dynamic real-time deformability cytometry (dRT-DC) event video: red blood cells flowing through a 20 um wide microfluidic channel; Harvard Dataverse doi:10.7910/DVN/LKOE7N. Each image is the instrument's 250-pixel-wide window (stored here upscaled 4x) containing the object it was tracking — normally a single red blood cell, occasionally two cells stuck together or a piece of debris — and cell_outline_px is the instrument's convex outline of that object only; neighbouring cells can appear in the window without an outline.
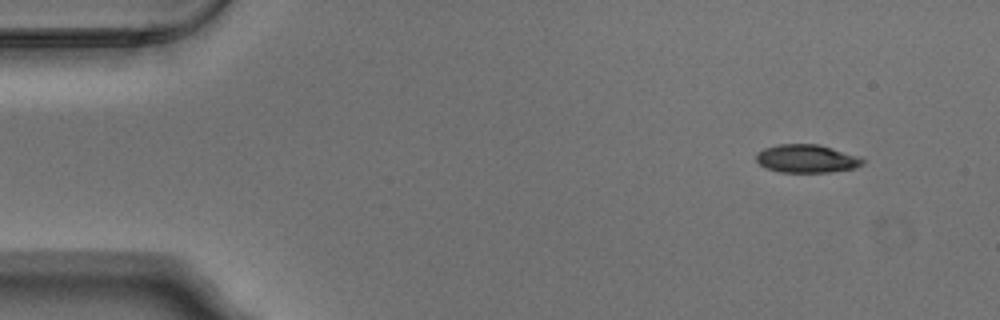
{"species": "Egyptian fruit bat (a non-hibernating species)", "species_latin": "Rousettus aegyptiacus", "temperature_condition": "warm", "stored_images_in_passage": 6, "segment_of_instrument_passage": [2, 2], "camera_frame_rate_fps": 3000, "um_per_image_px": 0.085, "animal": {"sex": "male"}, "frame": {"image": 1, "passage_image": 6, "time_ms": 1.667, "image_size_px": [1000, 320], "cell_outline_px": [[864, 164], [856, 168], [828, 172], [780, 172], [764, 168], [756, 160], [756, 152], [764, 148], [780, 144], [820, 144], [860, 156], [864, 160]], "centroid_in_image_um": [68.57, 13.48], "position_along_channel_um": 16.4, "area_um2": 17.69}}